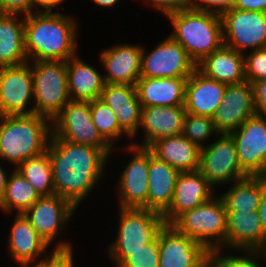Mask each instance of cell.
I'll return each instance as SVG.
<instances>
[{"mask_svg": "<svg viewBox=\"0 0 266 267\" xmlns=\"http://www.w3.org/2000/svg\"><path fill=\"white\" fill-rule=\"evenodd\" d=\"M53 173L54 193L76 208L103 177L108 155L88 145L51 135L47 146Z\"/></svg>", "mask_w": 266, "mask_h": 267, "instance_id": "6da1fadb", "label": "cell"}, {"mask_svg": "<svg viewBox=\"0 0 266 267\" xmlns=\"http://www.w3.org/2000/svg\"><path fill=\"white\" fill-rule=\"evenodd\" d=\"M76 24L78 22L74 17L60 12H34L25 16V52L28 60L67 61L76 56Z\"/></svg>", "mask_w": 266, "mask_h": 267, "instance_id": "7a4b0ae2", "label": "cell"}, {"mask_svg": "<svg viewBox=\"0 0 266 267\" xmlns=\"http://www.w3.org/2000/svg\"><path fill=\"white\" fill-rule=\"evenodd\" d=\"M51 120L40 114L0 116V158L17 168L45 151L52 134Z\"/></svg>", "mask_w": 266, "mask_h": 267, "instance_id": "3957f363", "label": "cell"}, {"mask_svg": "<svg viewBox=\"0 0 266 267\" xmlns=\"http://www.w3.org/2000/svg\"><path fill=\"white\" fill-rule=\"evenodd\" d=\"M166 17L174 28L170 37L185 48L196 64L224 44L220 14L191 7Z\"/></svg>", "mask_w": 266, "mask_h": 267, "instance_id": "277c9868", "label": "cell"}, {"mask_svg": "<svg viewBox=\"0 0 266 267\" xmlns=\"http://www.w3.org/2000/svg\"><path fill=\"white\" fill-rule=\"evenodd\" d=\"M171 225L209 251L224 248L226 208L220 196L184 212Z\"/></svg>", "mask_w": 266, "mask_h": 267, "instance_id": "5b68a950", "label": "cell"}, {"mask_svg": "<svg viewBox=\"0 0 266 267\" xmlns=\"http://www.w3.org/2000/svg\"><path fill=\"white\" fill-rule=\"evenodd\" d=\"M32 65L35 102L32 108L35 114L52 121L71 100L68 93L67 61H35Z\"/></svg>", "mask_w": 266, "mask_h": 267, "instance_id": "8992f818", "label": "cell"}, {"mask_svg": "<svg viewBox=\"0 0 266 267\" xmlns=\"http://www.w3.org/2000/svg\"><path fill=\"white\" fill-rule=\"evenodd\" d=\"M52 134L72 143L102 149L108 156L113 147L94 125L90 101L70 100L51 121Z\"/></svg>", "mask_w": 266, "mask_h": 267, "instance_id": "52a82bcc", "label": "cell"}, {"mask_svg": "<svg viewBox=\"0 0 266 267\" xmlns=\"http://www.w3.org/2000/svg\"><path fill=\"white\" fill-rule=\"evenodd\" d=\"M119 231L109 252H133L152 242L165 225L163 215L145 208H120Z\"/></svg>", "mask_w": 266, "mask_h": 267, "instance_id": "ba28073f", "label": "cell"}, {"mask_svg": "<svg viewBox=\"0 0 266 267\" xmlns=\"http://www.w3.org/2000/svg\"><path fill=\"white\" fill-rule=\"evenodd\" d=\"M223 43L243 53V50L266 48V13L230 9L221 14Z\"/></svg>", "mask_w": 266, "mask_h": 267, "instance_id": "9c48e42d", "label": "cell"}, {"mask_svg": "<svg viewBox=\"0 0 266 267\" xmlns=\"http://www.w3.org/2000/svg\"><path fill=\"white\" fill-rule=\"evenodd\" d=\"M241 169L248 176L266 174V117L255 114L229 134Z\"/></svg>", "mask_w": 266, "mask_h": 267, "instance_id": "30bf717a", "label": "cell"}, {"mask_svg": "<svg viewBox=\"0 0 266 267\" xmlns=\"http://www.w3.org/2000/svg\"><path fill=\"white\" fill-rule=\"evenodd\" d=\"M218 136L221 137L214 143L200 149L198 169L213 187L248 176L239 165L233 138L229 134H218Z\"/></svg>", "mask_w": 266, "mask_h": 267, "instance_id": "8fae6325", "label": "cell"}, {"mask_svg": "<svg viewBox=\"0 0 266 267\" xmlns=\"http://www.w3.org/2000/svg\"><path fill=\"white\" fill-rule=\"evenodd\" d=\"M196 70V63L185 48L170 36L147 53L142 47L141 77L188 78Z\"/></svg>", "mask_w": 266, "mask_h": 267, "instance_id": "7c38bea8", "label": "cell"}, {"mask_svg": "<svg viewBox=\"0 0 266 267\" xmlns=\"http://www.w3.org/2000/svg\"><path fill=\"white\" fill-rule=\"evenodd\" d=\"M33 77L30 61L24 65L0 68V116L30 115L33 98Z\"/></svg>", "mask_w": 266, "mask_h": 267, "instance_id": "4fadbf2b", "label": "cell"}, {"mask_svg": "<svg viewBox=\"0 0 266 267\" xmlns=\"http://www.w3.org/2000/svg\"><path fill=\"white\" fill-rule=\"evenodd\" d=\"M255 114L254 87L246 80L238 84H227L222 102L212 119L218 134H230Z\"/></svg>", "mask_w": 266, "mask_h": 267, "instance_id": "5bb4252c", "label": "cell"}, {"mask_svg": "<svg viewBox=\"0 0 266 267\" xmlns=\"http://www.w3.org/2000/svg\"><path fill=\"white\" fill-rule=\"evenodd\" d=\"M159 267H197L210 252L203 244L165 224L158 232Z\"/></svg>", "mask_w": 266, "mask_h": 267, "instance_id": "9a60e30c", "label": "cell"}, {"mask_svg": "<svg viewBox=\"0 0 266 267\" xmlns=\"http://www.w3.org/2000/svg\"><path fill=\"white\" fill-rule=\"evenodd\" d=\"M75 210L76 207L69 200L53 194L41 196L24 215L38 235L50 246Z\"/></svg>", "mask_w": 266, "mask_h": 267, "instance_id": "2e32d148", "label": "cell"}, {"mask_svg": "<svg viewBox=\"0 0 266 267\" xmlns=\"http://www.w3.org/2000/svg\"><path fill=\"white\" fill-rule=\"evenodd\" d=\"M128 149L135 153L117 184L120 208L147 209L149 148L130 144Z\"/></svg>", "mask_w": 266, "mask_h": 267, "instance_id": "e0dca14e", "label": "cell"}, {"mask_svg": "<svg viewBox=\"0 0 266 267\" xmlns=\"http://www.w3.org/2000/svg\"><path fill=\"white\" fill-rule=\"evenodd\" d=\"M212 188L199 170L180 172L170 208L163 215L165 224H172L184 212L209 201L214 195Z\"/></svg>", "mask_w": 266, "mask_h": 267, "instance_id": "ac0fdd59", "label": "cell"}, {"mask_svg": "<svg viewBox=\"0 0 266 267\" xmlns=\"http://www.w3.org/2000/svg\"><path fill=\"white\" fill-rule=\"evenodd\" d=\"M185 114L184 105L142 107L139 128L143 129L145 139L140 145L137 142L131 145L149 148L159 139L182 134Z\"/></svg>", "mask_w": 266, "mask_h": 267, "instance_id": "d6986e66", "label": "cell"}, {"mask_svg": "<svg viewBox=\"0 0 266 267\" xmlns=\"http://www.w3.org/2000/svg\"><path fill=\"white\" fill-rule=\"evenodd\" d=\"M140 45H115L104 49L100 54V61L107 70L104 76L105 84L134 85L141 77Z\"/></svg>", "mask_w": 266, "mask_h": 267, "instance_id": "ffe728a7", "label": "cell"}, {"mask_svg": "<svg viewBox=\"0 0 266 267\" xmlns=\"http://www.w3.org/2000/svg\"><path fill=\"white\" fill-rule=\"evenodd\" d=\"M100 99L113 110L120 128L126 135L135 137L142 111L136 87L127 84H105Z\"/></svg>", "mask_w": 266, "mask_h": 267, "instance_id": "44dd1931", "label": "cell"}, {"mask_svg": "<svg viewBox=\"0 0 266 267\" xmlns=\"http://www.w3.org/2000/svg\"><path fill=\"white\" fill-rule=\"evenodd\" d=\"M227 84L204 76L197 69L188 77L185 86L186 113L213 117L224 97Z\"/></svg>", "mask_w": 266, "mask_h": 267, "instance_id": "7402d4cb", "label": "cell"}, {"mask_svg": "<svg viewBox=\"0 0 266 267\" xmlns=\"http://www.w3.org/2000/svg\"><path fill=\"white\" fill-rule=\"evenodd\" d=\"M266 245L257 211L226 212L225 246L235 250H259Z\"/></svg>", "mask_w": 266, "mask_h": 267, "instance_id": "603a6c76", "label": "cell"}, {"mask_svg": "<svg viewBox=\"0 0 266 267\" xmlns=\"http://www.w3.org/2000/svg\"><path fill=\"white\" fill-rule=\"evenodd\" d=\"M179 171L149 149L147 209L164 215L170 208Z\"/></svg>", "mask_w": 266, "mask_h": 267, "instance_id": "cb8c5ba5", "label": "cell"}, {"mask_svg": "<svg viewBox=\"0 0 266 267\" xmlns=\"http://www.w3.org/2000/svg\"><path fill=\"white\" fill-rule=\"evenodd\" d=\"M187 79L140 77L135 87L141 106L169 107L184 105Z\"/></svg>", "mask_w": 266, "mask_h": 267, "instance_id": "d4e9b609", "label": "cell"}, {"mask_svg": "<svg viewBox=\"0 0 266 267\" xmlns=\"http://www.w3.org/2000/svg\"><path fill=\"white\" fill-rule=\"evenodd\" d=\"M244 53L237 52L224 44L205 56L196 69L204 76L225 84H238L246 81Z\"/></svg>", "mask_w": 266, "mask_h": 267, "instance_id": "484cf974", "label": "cell"}, {"mask_svg": "<svg viewBox=\"0 0 266 267\" xmlns=\"http://www.w3.org/2000/svg\"><path fill=\"white\" fill-rule=\"evenodd\" d=\"M19 17L22 20L19 21ZM28 62L25 52V16L0 13V68Z\"/></svg>", "mask_w": 266, "mask_h": 267, "instance_id": "4316f807", "label": "cell"}, {"mask_svg": "<svg viewBox=\"0 0 266 267\" xmlns=\"http://www.w3.org/2000/svg\"><path fill=\"white\" fill-rule=\"evenodd\" d=\"M16 214L9 234V253L18 264H32L49 245L38 235L24 213Z\"/></svg>", "mask_w": 266, "mask_h": 267, "instance_id": "83f0119b", "label": "cell"}, {"mask_svg": "<svg viewBox=\"0 0 266 267\" xmlns=\"http://www.w3.org/2000/svg\"><path fill=\"white\" fill-rule=\"evenodd\" d=\"M149 149L159 159L179 172L199 169L200 148L182 134L155 141Z\"/></svg>", "mask_w": 266, "mask_h": 267, "instance_id": "f1b7e54d", "label": "cell"}, {"mask_svg": "<svg viewBox=\"0 0 266 267\" xmlns=\"http://www.w3.org/2000/svg\"><path fill=\"white\" fill-rule=\"evenodd\" d=\"M68 93L73 101L99 99L105 86L104 77L77 56L67 60Z\"/></svg>", "mask_w": 266, "mask_h": 267, "instance_id": "f546056e", "label": "cell"}, {"mask_svg": "<svg viewBox=\"0 0 266 267\" xmlns=\"http://www.w3.org/2000/svg\"><path fill=\"white\" fill-rule=\"evenodd\" d=\"M233 184L231 189L220 195L226 212L257 211L262 195V176H247Z\"/></svg>", "mask_w": 266, "mask_h": 267, "instance_id": "4dcf8cb0", "label": "cell"}, {"mask_svg": "<svg viewBox=\"0 0 266 267\" xmlns=\"http://www.w3.org/2000/svg\"><path fill=\"white\" fill-rule=\"evenodd\" d=\"M40 197L34 187L14 168L8 177L0 200V208L6 212H11L15 208L17 213L21 214L26 212Z\"/></svg>", "mask_w": 266, "mask_h": 267, "instance_id": "1f68e13d", "label": "cell"}, {"mask_svg": "<svg viewBox=\"0 0 266 267\" xmlns=\"http://www.w3.org/2000/svg\"><path fill=\"white\" fill-rule=\"evenodd\" d=\"M15 169L22 174L40 196L55 194L52 166L48 151L25 160Z\"/></svg>", "mask_w": 266, "mask_h": 267, "instance_id": "d6a6232c", "label": "cell"}, {"mask_svg": "<svg viewBox=\"0 0 266 267\" xmlns=\"http://www.w3.org/2000/svg\"><path fill=\"white\" fill-rule=\"evenodd\" d=\"M92 121L102 137L113 147V143L122 134H126L119 126L113 110L102 100L90 101Z\"/></svg>", "mask_w": 266, "mask_h": 267, "instance_id": "836d02e7", "label": "cell"}, {"mask_svg": "<svg viewBox=\"0 0 266 267\" xmlns=\"http://www.w3.org/2000/svg\"><path fill=\"white\" fill-rule=\"evenodd\" d=\"M116 267H159V245L157 237L143 249L133 252H109Z\"/></svg>", "mask_w": 266, "mask_h": 267, "instance_id": "e575fe53", "label": "cell"}, {"mask_svg": "<svg viewBox=\"0 0 266 267\" xmlns=\"http://www.w3.org/2000/svg\"><path fill=\"white\" fill-rule=\"evenodd\" d=\"M218 134L211 117L186 113L183 121L182 135L200 149L209 136Z\"/></svg>", "mask_w": 266, "mask_h": 267, "instance_id": "d590c367", "label": "cell"}, {"mask_svg": "<svg viewBox=\"0 0 266 267\" xmlns=\"http://www.w3.org/2000/svg\"><path fill=\"white\" fill-rule=\"evenodd\" d=\"M245 57V77L253 84L266 79V48L253 50Z\"/></svg>", "mask_w": 266, "mask_h": 267, "instance_id": "8d00e7d4", "label": "cell"}, {"mask_svg": "<svg viewBox=\"0 0 266 267\" xmlns=\"http://www.w3.org/2000/svg\"><path fill=\"white\" fill-rule=\"evenodd\" d=\"M49 258L40 259L37 264L42 267H73V253L71 244L60 241Z\"/></svg>", "mask_w": 266, "mask_h": 267, "instance_id": "74e56055", "label": "cell"}, {"mask_svg": "<svg viewBox=\"0 0 266 267\" xmlns=\"http://www.w3.org/2000/svg\"><path fill=\"white\" fill-rule=\"evenodd\" d=\"M220 251L221 249H218L213 252L222 260L225 267H261L257 261L263 258L259 255L258 250H241L246 253L245 256H238V254L237 256L233 254L232 256H221Z\"/></svg>", "mask_w": 266, "mask_h": 267, "instance_id": "f35d334b", "label": "cell"}, {"mask_svg": "<svg viewBox=\"0 0 266 267\" xmlns=\"http://www.w3.org/2000/svg\"><path fill=\"white\" fill-rule=\"evenodd\" d=\"M0 13L27 16L34 13V0H0Z\"/></svg>", "mask_w": 266, "mask_h": 267, "instance_id": "ab89813d", "label": "cell"}, {"mask_svg": "<svg viewBox=\"0 0 266 267\" xmlns=\"http://www.w3.org/2000/svg\"><path fill=\"white\" fill-rule=\"evenodd\" d=\"M235 0H193L192 7L199 11L222 14L233 8Z\"/></svg>", "mask_w": 266, "mask_h": 267, "instance_id": "60d3db41", "label": "cell"}, {"mask_svg": "<svg viewBox=\"0 0 266 267\" xmlns=\"http://www.w3.org/2000/svg\"><path fill=\"white\" fill-rule=\"evenodd\" d=\"M193 0H146V3L153 4L158 11L167 16L176 11L185 10L192 7Z\"/></svg>", "mask_w": 266, "mask_h": 267, "instance_id": "b9f144b4", "label": "cell"}, {"mask_svg": "<svg viewBox=\"0 0 266 267\" xmlns=\"http://www.w3.org/2000/svg\"><path fill=\"white\" fill-rule=\"evenodd\" d=\"M257 114L266 116V79L253 83Z\"/></svg>", "mask_w": 266, "mask_h": 267, "instance_id": "7bdbcfd3", "label": "cell"}, {"mask_svg": "<svg viewBox=\"0 0 266 267\" xmlns=\"http://www.w3.org/2000/svg\"><path fill=\"white\" fill-rule=\"evenodd\" d=\"M233 9L266 13V0H235Z\"/></svg>", "mask_w": 266, "mask_h": 267, "instance_id": "ee69618b", "label": "cell"}, {"mask_svg": "<svg viewBox=\"0 0 266 267\" xmlns=\"http://www.w3.org/2000/svg\"><path fill=\"white\" fill-rule=\"evenodd\" d=\"M257 212L261 221L262 228L266 233V180L264 176H262V195Z\"/></svg>", "mask_w": 266, "mask_h": 267, "instance_id": "f6af8a7d", "label": "cell"}, {"mask_svg": "<svg viewBox=\"0 0 266 267\" xmlns=\"http://www.w3.org/2000/svg\"><path fill=\"white\" fill-rule=\"evenodd\" d=\"M197 267H225L222 260L213 252L210 251Z\"/></svg>", "mask_w": 266, "mask_h": 267, "instance_id": "bcb514c9", "label": "cell"}, {"mask_svg": "<svg viewBox=\"0 0 266 267\" xmlns=\"http://www.w3.org/2000/svg\"><path fill=\"white\" fill-rule=\"evenodd\" d=\"M64 0H34V6L43 7L45 10H36L35 12H52V8L59 6Z\"/></svg>", "mask_w": 266, "mask_h": 267, "instance_id": "7dc6e473", "label": "cell"}, {"mask_svg": "<svg viewBox=\"0 0 266 267\" xmlns=\"http://www.w3.org/2000/svg\"><path fill=\"white\" fill-rule=\"evenodd\" d=\"M7 180H8V176L5 173V170L3 169V167L0 165V200L4 194Z\"/></svg>", "mask_w": 266, "mask_h": 267, "instance_id": "c3c4849f", "label": "cell"}, {"mask_svg": "<svg viewBox=\"0 0 266 267\" xmlns=\"http://www.w3.org/2000/svg\"><path fill=\"white\" fill-rule=\"evenodd\" d=\"M98 6L111 7L118 3V0H93Z\"/></svg>", "mask_w": 266, "mask_h": 267, "instance_id": "681fc988", "label": "cell"}, {"mask_svg": "<svg viewBox=\"0 0 266 267\" xmlns=\"http://www.w3.org/2000/svg\"><path fill=\"white\" fill-rule=\"evenodd\" d=\"M259 255L262 257H266V245L263 246L261 249L258 250Z\"/></svg>", "mask_w": 266, "mask_h": 267, "instance_id": "f907efd6", "label": "cell"}, {"mask_svg": "<svg viewBox=\"0 0 266 267\" xmlns=\"http://www.w3.org/2000/svg\"><path fill=\"white\" fill-rule=\"evenodd\" d=\"M33 264H20L21 267H42L40 264H37L34 262V265L32 266Z\"/></svg>", "mask_w": 266, "mask_h": 267, "instance_id": "816d5d0a", "label": "cell"}]
</instances>
